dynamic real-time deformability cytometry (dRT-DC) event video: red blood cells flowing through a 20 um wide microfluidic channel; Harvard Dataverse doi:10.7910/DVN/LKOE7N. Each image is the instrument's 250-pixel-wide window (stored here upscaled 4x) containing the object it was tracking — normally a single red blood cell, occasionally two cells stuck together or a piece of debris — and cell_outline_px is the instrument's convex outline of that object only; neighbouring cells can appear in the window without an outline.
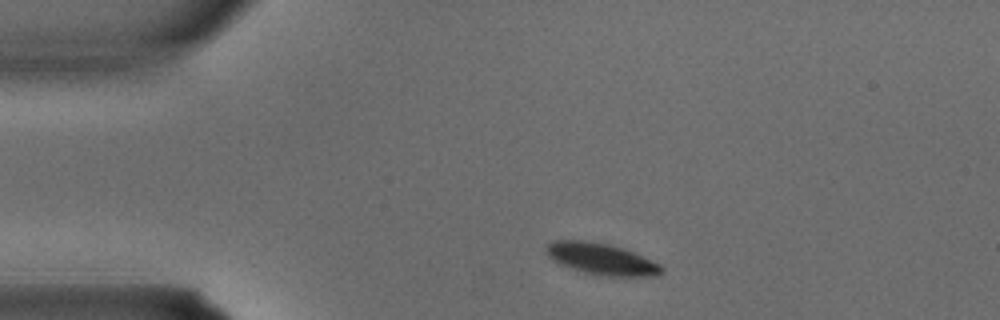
{"species": "common noctule bat (a hibernating species)", "species_latin": "Nyctalus noctula", "temperature_condition": "warm", "stored_images_in_passage": 2, "camera_frame_rate_fps": 3000, "um_per_image_px": 0.085, "animal": {"sex": "male", "body_mass_g": 15.6}, "frame": {"image": 1, "passage_image": 1, "time_ms": 0.0, "image_size_px": [1000, 320], "cell_outline_px": [[664, 272], [652, 276], [600, 276], [584, 272], [560, 264], [552, 260], [544, 252], [544, 248], [548, 244], [556, 240], [584, 240], [608, 244], [624, 248], [660, 264], [664, 268]], "centroid_in_image_um": [51.1, 22.01], "position_along_channel_um": 33.9, "area_um2": 21.21}}